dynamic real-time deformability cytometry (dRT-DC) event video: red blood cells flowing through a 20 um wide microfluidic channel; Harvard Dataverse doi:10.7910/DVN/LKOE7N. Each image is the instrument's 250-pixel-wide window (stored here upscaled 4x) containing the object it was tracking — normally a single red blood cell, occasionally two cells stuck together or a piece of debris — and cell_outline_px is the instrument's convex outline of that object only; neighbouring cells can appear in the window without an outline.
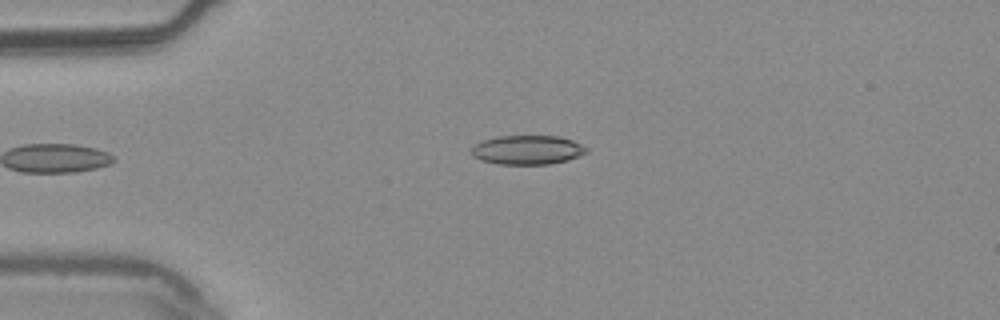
{"species": "common noctule bat (a hibernating species)", "species_latin": "Nyctalus noctula", "temperature_condition": "warm", "stored_images_in_passage": 5, "camera_frame_rate_fps": 3000, "um_per_image_px": 0.085, "animal": {"sex": "male", "body_mass_g": 20.4}, "frame": {"image": 1, "passage_image": 5, "time_ms": 1.333, "image_size_px": [1000, 320], "cell_outline_px": [[588, 152], [568, 160], [548, 164], [500, 164], [480, 160], [472, 156], [472, 148], [476, 144], [484, 140], [500, 136], [556, 136], [572, 140], [588, 148]], "centroid_in_image_um": [44.84, 12.75], "position_along_channel_um": 40.2, "area_um2": 19.36}}